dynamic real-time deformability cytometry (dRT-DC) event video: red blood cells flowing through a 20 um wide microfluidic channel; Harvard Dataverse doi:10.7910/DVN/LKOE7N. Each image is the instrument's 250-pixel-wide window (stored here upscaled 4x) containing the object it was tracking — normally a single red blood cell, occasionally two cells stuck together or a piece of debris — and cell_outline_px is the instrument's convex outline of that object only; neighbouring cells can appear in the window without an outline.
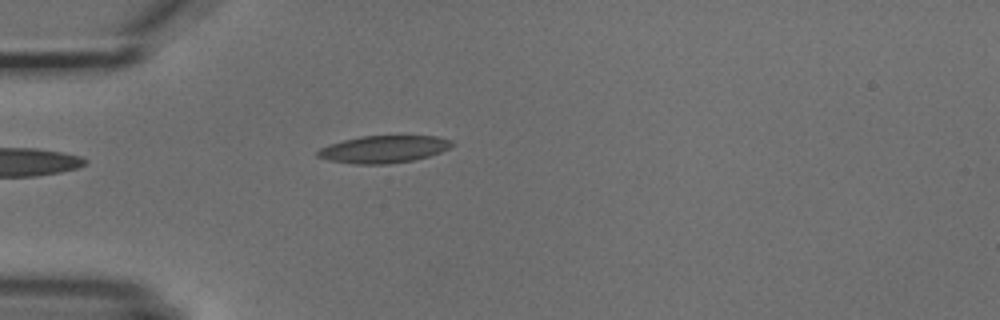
{"species": "common noctule bat (a hibernating species)", "species_latin": "Nyctalus noctula", "temperature_condition": "cold", "stored_images_in_passage": 2, "camera_frame_rate_fps": 3000, "um_per_image_px": 0.085, "animal": {"sex": "male", "body_mass_g": 18.8}, "frame": {"image": 1, "passage_image": 2, "time_ms": 1.0, "image_size_px": [1000, 320], "cell_outline_px": [[456, 144], [440, 152], [428, 156], [412, 160], [388, 164], [352, 164], [328, 160], [316, 156], [316, 152], [320, 148], [344, 140], [360, 136], [436, 136], [452, 140]], "centroid_in_image_um": [32.61, 12.68], "position_along_channel_um": 52.4, "area_um2": 21.27}}